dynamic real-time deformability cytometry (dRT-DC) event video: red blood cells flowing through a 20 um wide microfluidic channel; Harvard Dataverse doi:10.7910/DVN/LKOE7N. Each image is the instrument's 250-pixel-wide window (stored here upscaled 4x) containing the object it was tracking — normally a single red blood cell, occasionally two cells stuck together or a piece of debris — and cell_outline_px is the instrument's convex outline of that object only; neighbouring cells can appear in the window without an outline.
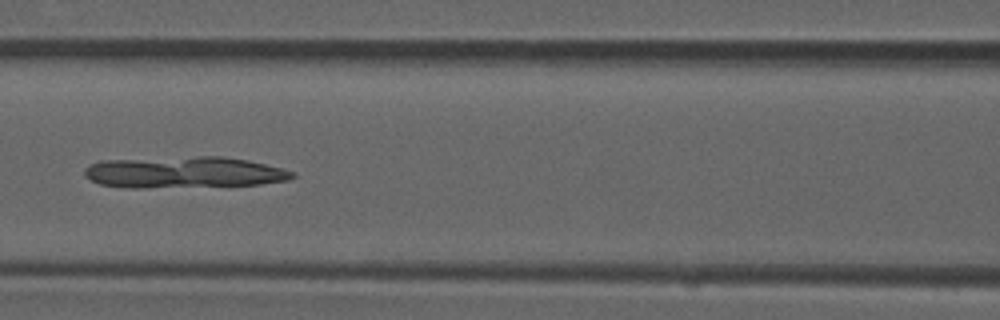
{"species": "common noctule bat (a hibernating species)", "species_latin": "Nyctalus noctula", "temperature_condition": "room temperature", "stored_images_in_passage": 7, "camera_frame_rate_fps": 3000, "um_per_image_px": 0.085, "animal": {"sex": "male", "forearm_length_mm": 52.5}, "frame": {"image": 1, "passage_image": 6, "time_ms": 1.667, "image_size_px": [1000, 320], "cell_outline_px": [[296, 176], [288, 180], [260, 184], [140, 188], [128, 188], [100, 184], [84, 176], [84, 168], [88, 164], [100, 160], [196, 156], [224, 156], [248, 160], [296, 172]], "centroid_in_image_um": [15.6, 14.64], "position_along_channel_um": 151.0, "area_um2": 38.15}}
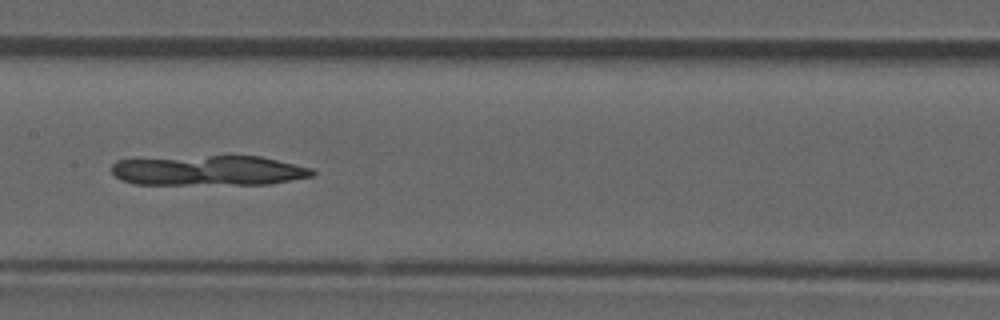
{"frame": {"image": 2, "passage_image": 7, "time_ms": 2.0, "image_size_px": [1000, 320], "cell_outline_px": [[316, 172], [312, 176], [268, 184], [132, 184], [120, 180], [112, 172], [112, 164], [116, 160], [208, 156], [260, 156], [312, 168]], "centroid_in_image_um": [17.73, 14.5], "position_along_channel_um": 189.7, "area_um2": 34.91}}